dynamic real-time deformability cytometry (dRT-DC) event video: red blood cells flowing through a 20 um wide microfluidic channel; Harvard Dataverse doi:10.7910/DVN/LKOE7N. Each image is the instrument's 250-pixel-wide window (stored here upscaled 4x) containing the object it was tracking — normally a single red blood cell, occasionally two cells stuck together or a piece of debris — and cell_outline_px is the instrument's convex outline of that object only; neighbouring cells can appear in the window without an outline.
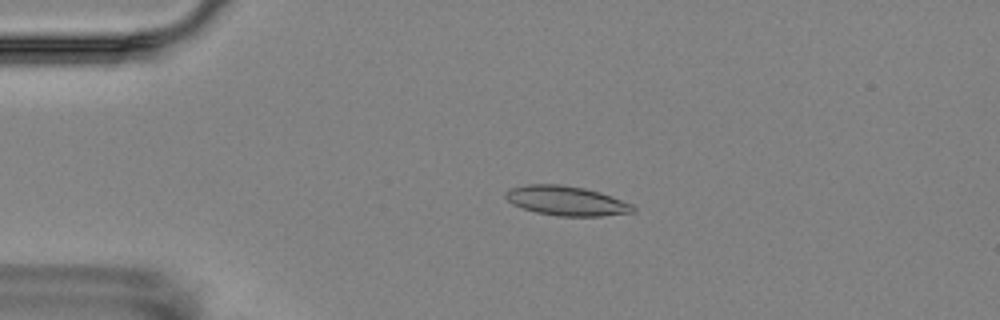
{"species": "Egyptian fruit bat (a non-hibernating species)", "species_latin": "Rousettus aegyptiacus", "temperature_condition": "room temperature", "stored_images_in_passage": 4, "camera_frame_rate_fps": 3000, "um_per_image_px": 0.085, "animal": {"sex": "female"}, "frame": {"image": 1, "passage_image": 3, "time_ms": 2.333, "image_size_px": [1000, 320], "cell_outline_px": [[636, 212], [600, 216], [556, 216], [536, 212], [512, 204], [504, 196], [504, 192], [508, 188], [528, 184], [560, 184], [584, 188], [600, 192], [632, 204], [636, 208]], "centroid_in_image_um": [48.13, 17.06], "position_along_channel_um": 36.9, "area_um2": 22.02}}